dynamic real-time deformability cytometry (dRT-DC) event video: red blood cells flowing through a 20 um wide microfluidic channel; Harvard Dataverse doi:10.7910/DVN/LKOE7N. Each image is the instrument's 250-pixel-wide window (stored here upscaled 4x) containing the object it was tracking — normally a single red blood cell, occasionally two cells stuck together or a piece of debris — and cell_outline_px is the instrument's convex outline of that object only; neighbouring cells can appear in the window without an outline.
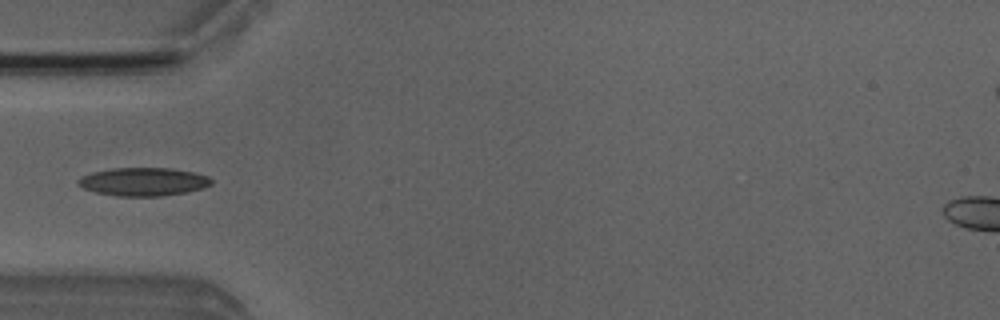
{"species": "Egyptian fruit bat (a non-hibernating species)", "species_latin": "Rousettus aegyptiacus", "temperature_condition": "room temperature", "stored_images_in_passage": 8, "camera_frame_rate_fps": 3000, "um_per_image_px": 0.085, "animal": {"sex": "male"}, "frame": {"image": 1, "passage_image": 3, "time_ms": 2.333, "image_size_px": [1000, 320], "cell_outline_px": [[212, 184], [204, 188], [184, 192], [160, 196], [116, 196], [96, 192], [84, 188], [76, 184], [76, 180], [80, 176], [92, 172], [112, 168], [172, 168], [196, 172], [208, 176], [212, 180]], "centroid_in_image_um": [12.17, 15.44], "position_along_channel_um": 72.8, "area_um2": 22.08}}